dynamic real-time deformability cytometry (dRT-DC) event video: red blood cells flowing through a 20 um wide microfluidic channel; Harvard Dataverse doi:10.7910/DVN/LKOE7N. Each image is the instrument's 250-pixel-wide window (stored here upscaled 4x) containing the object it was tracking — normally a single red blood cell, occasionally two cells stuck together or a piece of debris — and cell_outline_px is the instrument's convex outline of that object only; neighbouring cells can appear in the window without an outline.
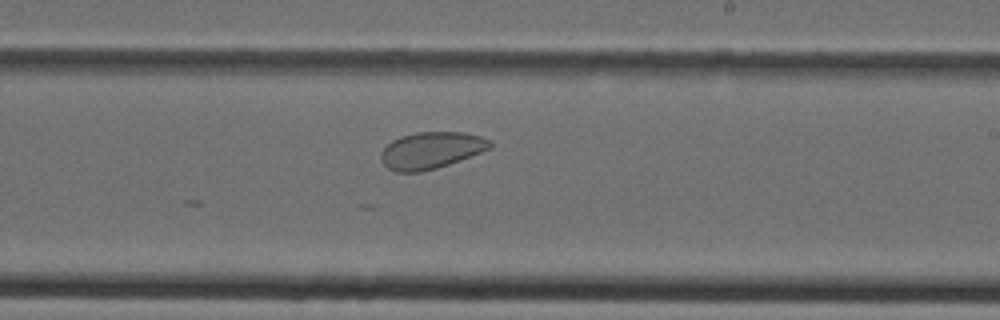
{"species": "Egyptian fruit bat (a non-hibernating species)", "species_latin": "Rousettus aegyptiacus", "temperature_condition": "cold", "stored_images_in_passage": 22, "camera_frame_rate_fps": 3000, "um_per_image_px": 0.085, "animal": {"sex": "female"}, "frame": {"image": 1, "passage_image": 22, "time_ms": 7.0, "image_size_px": [1000, 320], "cell_outline_px": [[492, 148], [448, 164], [436, 168], [420, 172], [396, 172], [388, 168], [380, 160], [380, 152], [392, 140], [400, 136], [416, 132], [464, 132], [480, 136], [488, 140], [492, 144]], "centroid_in_image_um": [36.61, 12.77], "position_along_channel_um": 252.4, "area_um2": 23.29}}